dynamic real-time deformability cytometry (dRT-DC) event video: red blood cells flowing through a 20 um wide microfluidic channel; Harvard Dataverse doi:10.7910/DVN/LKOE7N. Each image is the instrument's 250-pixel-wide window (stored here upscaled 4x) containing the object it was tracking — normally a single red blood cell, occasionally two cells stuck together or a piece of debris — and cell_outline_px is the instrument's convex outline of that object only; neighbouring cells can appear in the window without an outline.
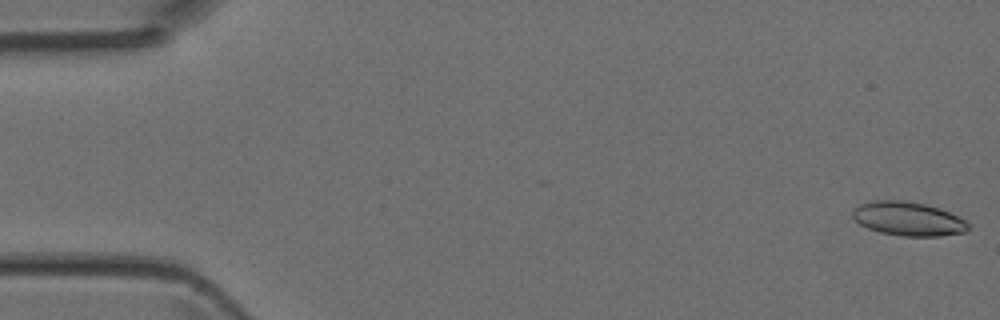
{"species": "Egyptian fruit bat (a non-hibernating species)", "species_latin": "Rousettus aegyptiacus", "temperature_condition": "room temperature", "stored_images_in_passage": 4, "camera_frame_rate_fps": 3000, "um_per_image_px": 0.085, "animal": {"sex": "female"}, "frame": {"image": 1, "passage_image": 1, "time_ms": 0.0, "image_size_px": [1000, 320], "cell_outline_px": [[968, 228], [964, 232], [940, 236], [904, 236], [880, 232], [868, 228], [860, 224], [852, 216], [852, 208], [860, 204], [872, 200], [904, 200], [924, 204], [940, 208], [968, 220]], "centroid_in_image_um": [77.19, 18.58], "position_along_channel_um": 7.8, "area_um2": 22.95}}
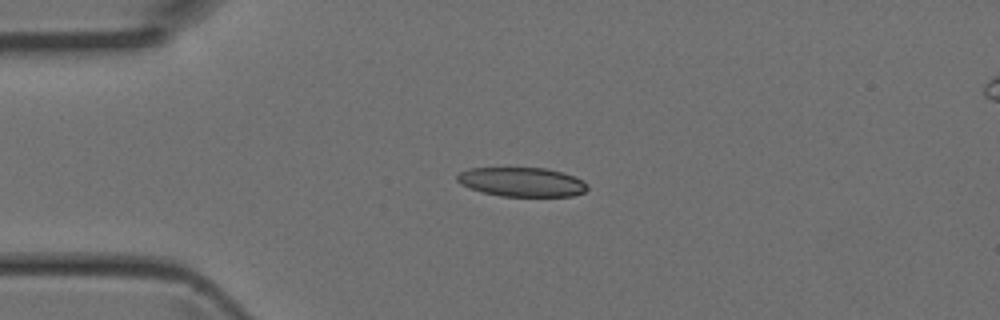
{"frame": {"image": 2, "passage_image": 3, "time_ms": 0.667, "image_size_px": [1000, 320], "cell_outline_px": [[588, 188], [584, 192], [572, 196], [500, 196], [484, 192], [460, 184], [456, 180], [456, 176], [460, 172], [468, 168], [544, 168], [576, 176], [588, 184]], "centroid_in_image_um": [44.37, 15.46], "position_along_channel_um": 40.6, "area_um2": 22.08}}